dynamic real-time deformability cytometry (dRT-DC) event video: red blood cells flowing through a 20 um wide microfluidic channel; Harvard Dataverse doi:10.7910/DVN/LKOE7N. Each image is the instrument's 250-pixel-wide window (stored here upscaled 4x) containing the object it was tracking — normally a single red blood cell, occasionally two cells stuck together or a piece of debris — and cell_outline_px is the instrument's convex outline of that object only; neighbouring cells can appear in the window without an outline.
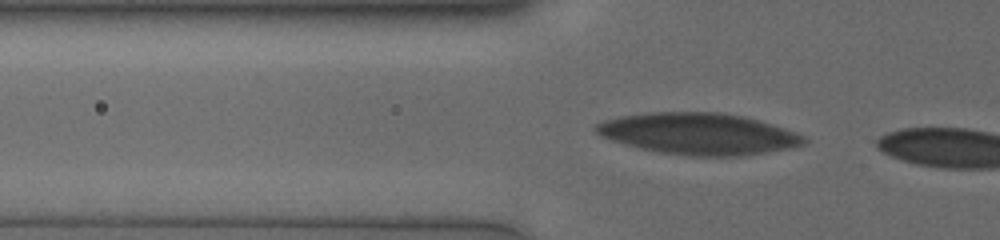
{"species": "human", "species_latin": "Homo sapiens", "temperature_condition": "cold", "stored_images_in_passage": 3, "camera_frame_rate_fps": 3000, "um_per_image_px": 0.085, "donor": {"sex": "male"}, "frame": {"image": 1, "passage_image": 2, "time_ms": 0.333, "image_size_px": [1000, 240], "cell_outline_px": [[808, 140], [804, 144], [796, 148], [744, 156], [688, 156], [660, 152], [640, 148], [624, 144], [600, 136], [592, 128], [596, 124], [604, 120], [620, 116], [648, 112], [720, 112], [744, 116], [772, 124], [796, 132], [804, 136]], "centroid_in_image_um": [59.41, 11.37], "position_along_channel_um": 66.4, "area_um2": 50.75}}